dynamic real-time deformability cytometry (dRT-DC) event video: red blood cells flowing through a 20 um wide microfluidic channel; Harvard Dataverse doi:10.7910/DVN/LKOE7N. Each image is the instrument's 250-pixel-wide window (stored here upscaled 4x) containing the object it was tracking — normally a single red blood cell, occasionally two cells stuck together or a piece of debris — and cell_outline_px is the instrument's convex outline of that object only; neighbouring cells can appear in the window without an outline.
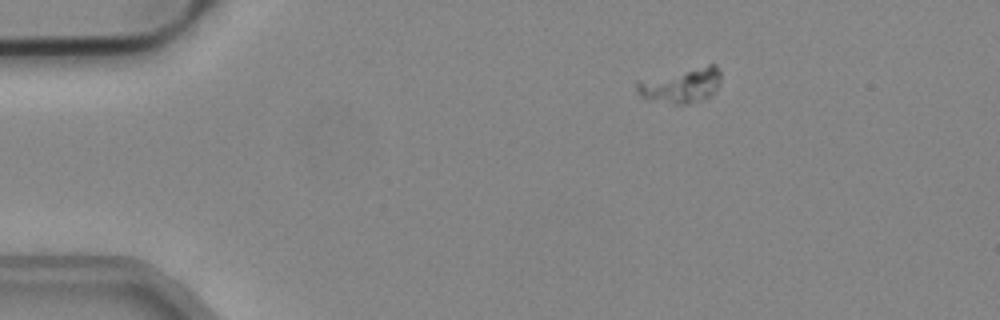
{"species": "common noctule bat (a hibernating species)", "species_latin": "Nyctalus noctula", "temperature_condition": "cold", "stored_images_in_passage": 47, "camera_frame_rate_fps": 3000, "um_per_image_px": 0.085, "animal": {"sex": "male", "body_mass_g": 19.2, "forearm_length_mm": 51.8}, "frame": {"image": 1, "passage_image": 2, "time_ms": 0.333, "image_size_px": [1000, 320], "cell_outline_px": [[720, 84], [708, 96], [700, 100], [688, 104], [672, 104], [648, 100], [640, 96], [636, 92], [636, 80], [708, 64], [716, 64], [720, 68]], "centroid_in_image_um": [57.86, 7.24], "position_along_channel_um": 27.1, "area_um2": 17.34}}
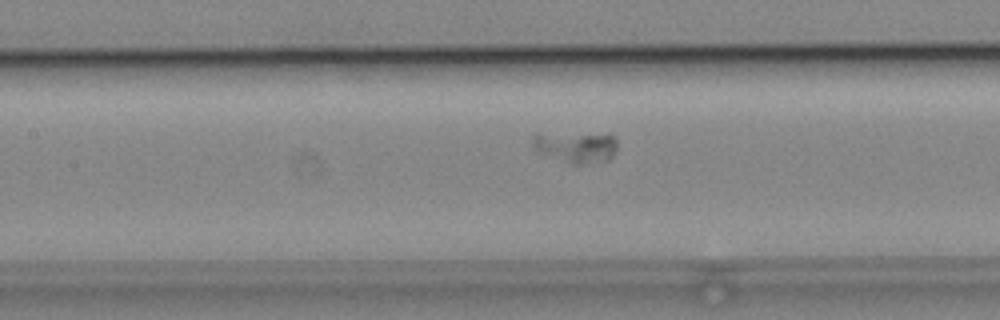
{"frame": {"image": 2, "passage_image": 18, "time_ms": 5.667, "image_size_px": [1000, 320], "cell_outline_px": [[616, 152], [608, 160], [580, 164], [572, 164], [536, 152], [532, 144], [532, 136], [536, 132], [608, 132], [616, 136]], "centroid_in_image_um": [48.94, 12.42], "position_along_channel_um": 158.5, "area_um2": 16.36}}
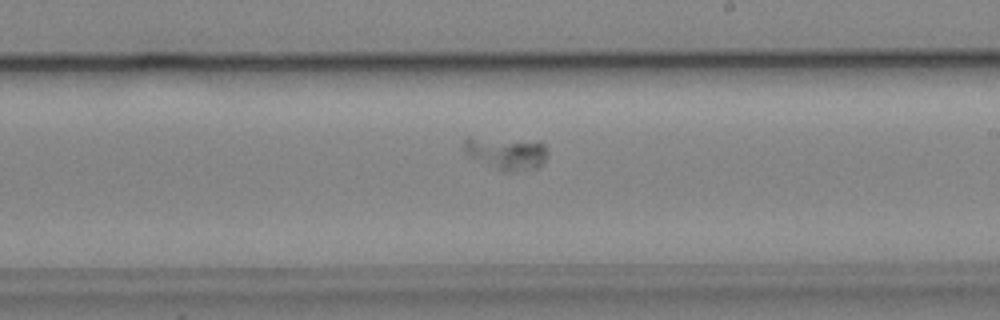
{"frame": {"image": 3, "passage_image": 25, "time_ms": 8.0, "image_size_px": [1000, 320], "cell_outline_px": [[548, 152], [544, 160], [536, 168], [508, 172], [500, 172], [464, 152], [464, 140], [468, 136], [472, 136], [540, 140], [544, 144]], "centroid_in_image_um": [43.04, 12.97], "position_along_channel_um": 246.0, "area_um2": 16.36}}